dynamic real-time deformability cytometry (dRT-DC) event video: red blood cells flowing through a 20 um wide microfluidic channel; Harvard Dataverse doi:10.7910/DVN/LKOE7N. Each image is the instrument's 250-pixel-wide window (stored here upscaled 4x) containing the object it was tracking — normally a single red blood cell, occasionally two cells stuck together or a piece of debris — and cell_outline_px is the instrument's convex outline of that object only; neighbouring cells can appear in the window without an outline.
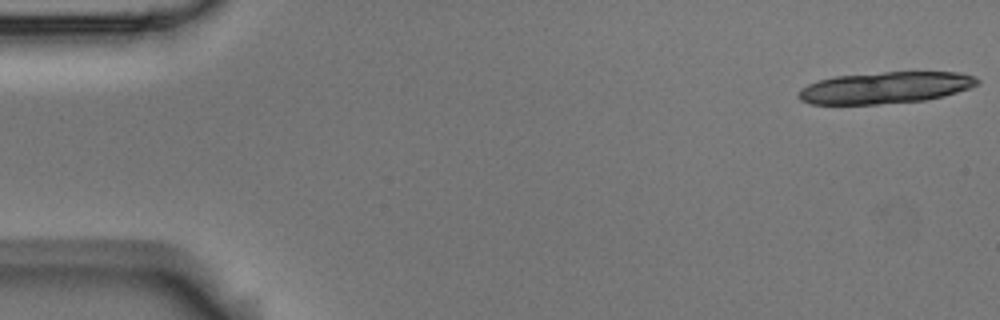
{"species": "Egyptian fruit bat (a non-hibernating species)", "species_latin": "Rousettus aegyptiacus", "temperature_condition": "room temperature", "stored_images_in_passage": 21, "camera_frame_rate_fps": 3000, "um_per_image_px": 0.085, "animal": {"sex": "male"}, "frame": {"image": 1, "passage_image": 1, "time_ms": 0.0, "image_size_px": [1000, 320], "cell_outline_px": [[980, 84], [944, 96], [924, 100], [876, 104], [808, 104], [800, 100], [796, 96], [800, 88], [808, 84], [820, 80], [836, 76], [884, 72], [960, 72], [976, 76], [980, 80]], "centroid_in_image_um": [75.25, 7.45], "position_along_channel_um": 9.8, "area_um2": 33.0}}